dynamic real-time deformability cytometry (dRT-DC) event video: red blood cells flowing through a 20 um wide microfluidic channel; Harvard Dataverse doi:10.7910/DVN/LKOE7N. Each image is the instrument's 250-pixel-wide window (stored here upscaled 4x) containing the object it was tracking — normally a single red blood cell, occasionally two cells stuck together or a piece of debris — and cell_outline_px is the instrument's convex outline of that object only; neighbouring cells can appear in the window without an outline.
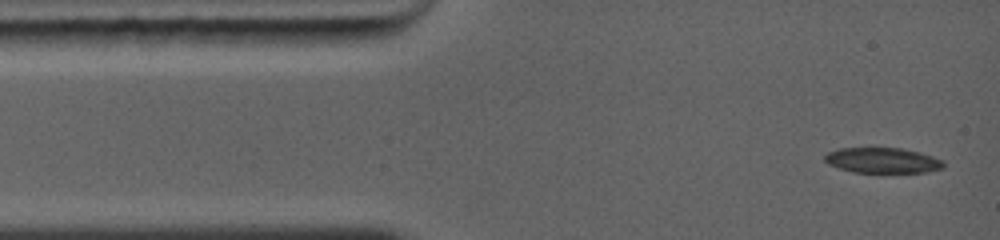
{"species": "common noctule bat (a hibernating species)", "species_latin": "Nyctalus noctula", "temperature_condition": "warm", "stored_images_in_passage": 5, "camera_frame_rate_fps": 5000, "um_per_image_px": 0.085, "animal": {"sex": "female", "body_mass_g": 19.0, "forearm_length_mm": 56.7}, "frame": {"image": 1, "passage_image": 1, "time_ms": 0.0, "image_size_px": [1000, 240], "cell_outline_px": [[944, 168], [928, 172], [852, 172], [828, 164], [824, 160], [824, 156], [828, 152], [840, 148], [900, 148], [920, 152], [944, 160]], "centroid_in_image_um": [75.04, 13.63], "position_along_channel_um": 10.0, "area_um2": 17.57}}
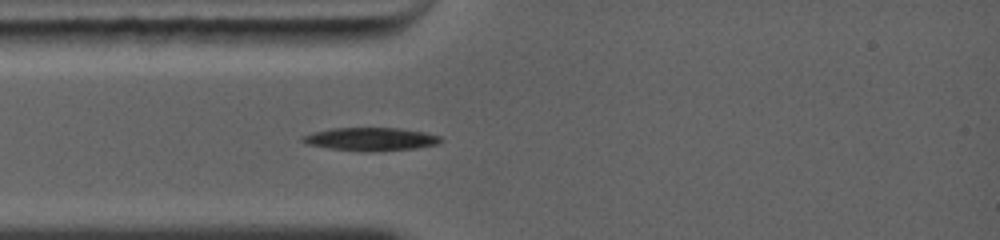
{"frame": {"image": 2, "passage_image": 5, "time_ms": 2.4, "image_size_px": [1000, 240], "cell_outline_px": [[444, 140], [440, 144], [416, 148], [372, 152], [364, 152], [328, 148], [304, 144], [300, 140], [300, 136], [312, 132], [332, 128], [400, 128], [424, 132], [440, 136]], "centroid_in_image_um": [31.49, 11.83], "position_along_channel_um": 53.5, "area_um2": 19.02}}